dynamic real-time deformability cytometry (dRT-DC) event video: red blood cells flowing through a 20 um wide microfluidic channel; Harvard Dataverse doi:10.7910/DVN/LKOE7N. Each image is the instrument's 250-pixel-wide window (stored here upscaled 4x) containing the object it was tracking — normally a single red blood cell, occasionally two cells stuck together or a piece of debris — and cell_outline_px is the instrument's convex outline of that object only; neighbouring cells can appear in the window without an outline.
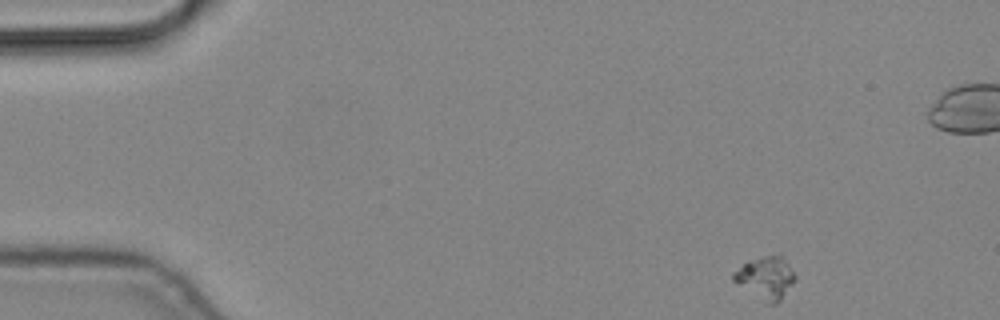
{"species": "common noctule bat (a hibernating species)", "species_latin": "Nyctalus noctula", "temperature_condition": "cold", "stored_images_in_passage": 5, "camera_frame_rate_fps": 3000, "um_per_image_px": 0.085, "animal": {"sex": "male", "body_mass_g": 19.2, "forearm_length_mm": 51.8}, "frame": {"image": 1, "passage_image": 1, "time_ms": 0.0, "image_size_px": [1000, 320], "cell_outline_px": [[796, 280], [780, 300], [776, 304], [768, 304], [732, 280], [732, 272], [748, 260], [780, 252], [784, 256], [796, 276]], "centroid_in_image_um": [65.11, 23.57], "position_along_channel_um": 19.9, "area_um2": 15.43}}